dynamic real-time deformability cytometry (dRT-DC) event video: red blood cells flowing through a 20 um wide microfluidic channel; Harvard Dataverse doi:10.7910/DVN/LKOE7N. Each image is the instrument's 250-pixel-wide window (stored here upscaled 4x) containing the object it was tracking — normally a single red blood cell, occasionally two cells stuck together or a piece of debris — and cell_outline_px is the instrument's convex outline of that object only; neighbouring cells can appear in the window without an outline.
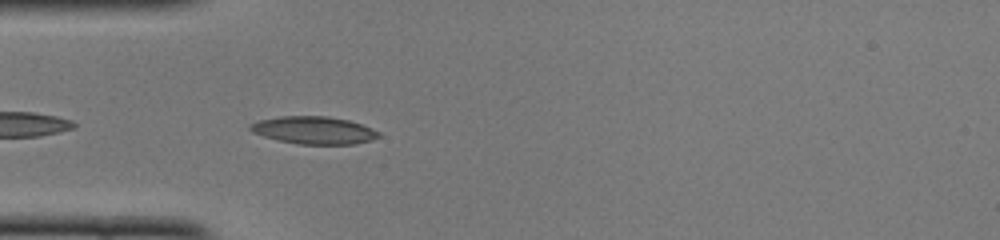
{"species": "common noctule bat (a hibernating species)", "species_latin": "Nyctalus noctula", "temperature_condition": "cold", "stored_images_in_passage": 38, "camera_frame_rate_fps": 3000, "um_per_image_px": 0.085, "animal": {"sex": "female", "body_mass_g": 22.0, "forearm_length_mm": 56.7}, "frame": {"image": 1, "passage_image": 3, "time_ms": 0.667, "image_size_px": [1000, 240], "cell_outline_px": [[380, 136], [372, 140], [356, 144], [300, 144], [280, 140], [264, 136], [252, 132], [248, 128], [248, 124], [260, 120], [280, 116], [328, 116], [348, 120], [372, 128], [380, 132]], "centroid_in_image_um": [26.69, 11.06], "position_along_channel_um": 58.3, "area_um2": 20.58}}
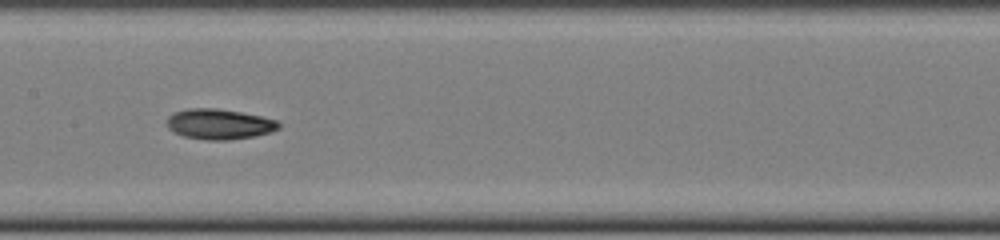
{"frame": {"image": 2, "passage_image": 13, "time_ms": 4.0, "image_size_px": [1000, 240], "cell_outline_px": [[280, 128], [272, 132], [256, 136], [228, 140], [208, 140], [184, 136], [172, 132], [168, 128], [168, 116], [176, 112], [188, 108], [216, 108], [240, 112], [260, 116], [276, 120], [280, 124]], "centroid_in_image_um": [18.65, 10.55], "position_along_channel_um": 188.7, "area_um2": 19.77}}
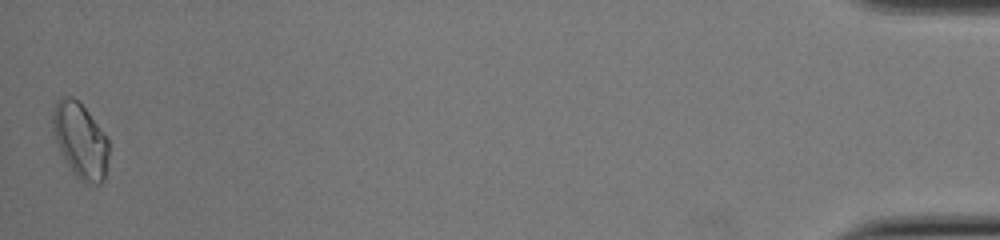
{"frame": {"image": 3, "passage_image": 38, "time_ms": 12.333, "image_size_px": [1000, 240], "cell_outline_px": [[108, 156], [104, 180], [100, 184], [92, 188], [80, 180], [72, 172], [56, 140], [52, 128], [52, 112], [56, 100], [60, 96], [72, 96], [88, 112], [108, 136]], "centroid_in_image_um": [6.85, 11.96], "position_along_channel_um": 428.4, "area_um2": 24.74}, "authors_computed_cell_mechanics": {"area_um2": 19.3919, "velocity_mm_per_s": 3.9825, "shape_relaxation_time_tau1_ms": 4.2294, "shape_relaxation_time_tau2_ms": 5.6296, "deformation_change_tau1": 0.1459, "deformation_change_tau2": 0.1142}}